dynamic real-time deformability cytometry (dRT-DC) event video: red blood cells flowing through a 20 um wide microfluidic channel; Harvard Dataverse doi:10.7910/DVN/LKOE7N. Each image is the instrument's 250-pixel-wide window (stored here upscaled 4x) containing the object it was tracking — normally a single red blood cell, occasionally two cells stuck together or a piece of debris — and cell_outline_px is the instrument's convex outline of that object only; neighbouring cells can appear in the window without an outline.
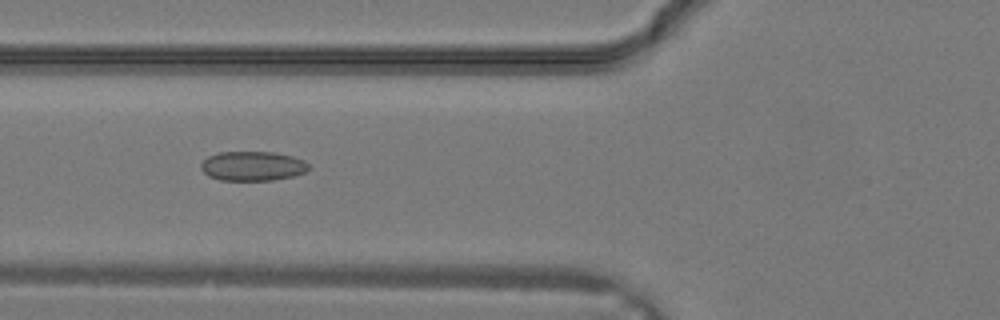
{"species": "common noctule bat (a hibernating species)", "species_latin": "Nyctalus noctula", "temperature_condition": "warm", "stored_images_in_passage": 33, "segment_of_instrument_passage": [1, 2], "camera_frame_rate_fps": 3000, "um_per_image_px": 0.085, "animal": {"sex": "male", "body_mass_g": 19.2, "forearm_length_mm": 51.8}, "frame": {"image": 1, "passage_image": 13, "time_ms": 4.0, "image_size_px": [1000, 320], "cell_outline_px": [[312, 168], [304, 172], [292, 176], [272, 180], [220, 180], [208, 176], [200, 168], [200, 164], [208, 156], [220, 152], [272, 152], [292, 156], [304, 160]], "centroid_in_image_um": [21.47, 14.11], "position_along_channel_um": 104.3, "area_um2": 18.5}}
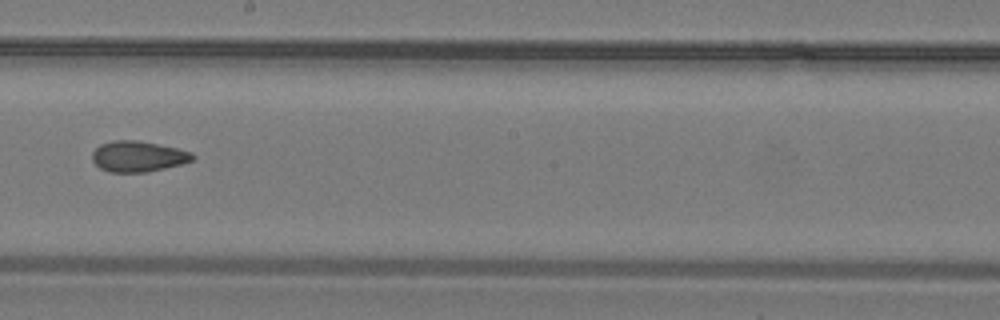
{"frame": {"image": 2, "passage_image": 19, "time_ms": 6.0, "image_size_px": [1000, 320], "cell_outline_px": [[196, 156], [192, 160], [180, 164], [164, 168], [144, 172], [108, 172], [100, 168], [92, 160], [92, 152], [100, 144], [112, 140], [136, 140], [176, 148], [192, 152]], "centroid_in_image_um": [11.7, 13.29], "position_along_channel_um": 236.5, "area_um2": 17.86}}
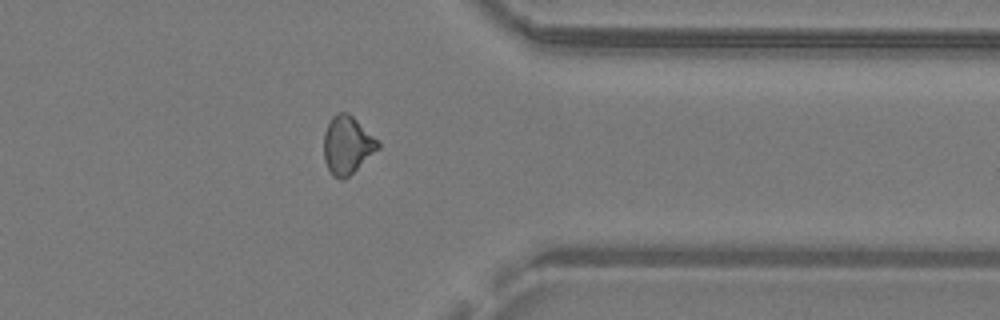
{"frame": {"image": 3, "passage_image": 26, "time_ms": 8.333, "image_size_px": [1000, 320], "cell_outline_px": [[380, 148], [344, 180], [340, 180], [332, 176], [324, 160], [324, 132], [332, 116], [336, 112], [348, 112], [380, 144]], "centroid_in_image_um": [29.48, 12.35], "position_along_channel_um": 381.9, "area_um2": 18.09}}